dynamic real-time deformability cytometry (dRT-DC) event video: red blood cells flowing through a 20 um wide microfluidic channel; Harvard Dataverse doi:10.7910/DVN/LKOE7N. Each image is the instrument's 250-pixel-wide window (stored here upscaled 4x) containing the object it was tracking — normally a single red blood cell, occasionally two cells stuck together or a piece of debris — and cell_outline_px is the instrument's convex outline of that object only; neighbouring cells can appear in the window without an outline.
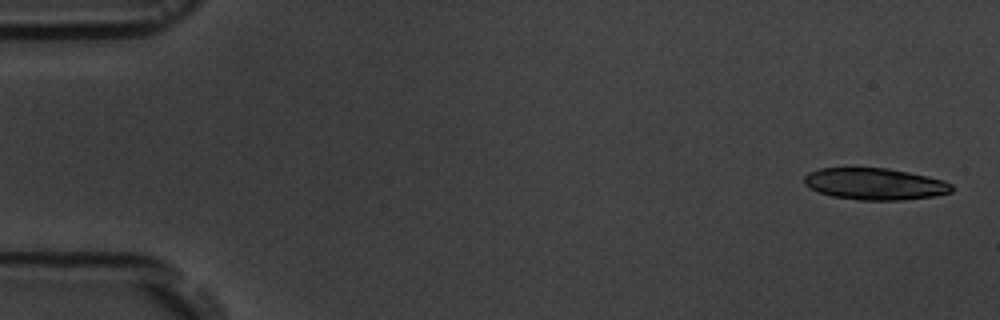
{"species": "common noctule bat (a hibernating species)", "species_latin": "Nyctalus noctula", "temperature_condition": "room temperature", "stored_images_in_passage": 12, "camera_frame_rate_fps": 3000, "um_per_image_px": 0.085, "animal": {"sex": "male", "body_mass_g": 19.5, "forearm_length_mm": 54.6}, "frame": {"image": 1, "passage_image": 1, "time_ms": 0.0, "image_size_px": [1000, 320], "cell_outline_px": [[952, 192], [936, 196], [904, 200], [856, 200], [832, 196], [820, 192], [804, 184], [804, 176], [808, 172], [820, 168], [888, 168], [928, 176], [944, 180], [952, 184]], "centroid_in_image_um": [74.39, 15.64], "position_along_channel_um": 10.6, "area_um2": 27.34}}
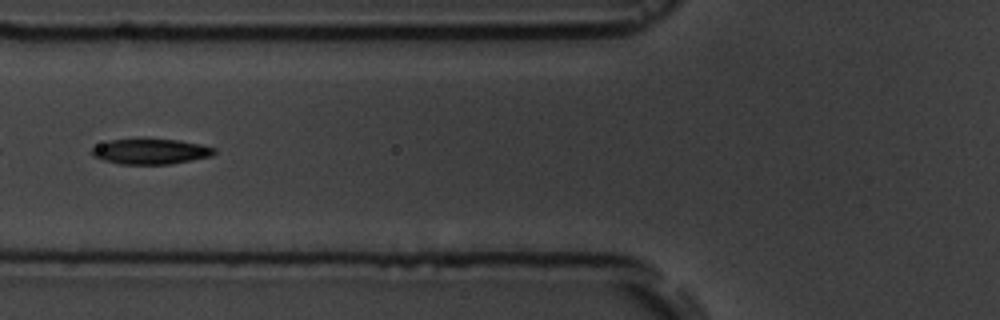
{"frame": {"image": 2, "passage_image": 7, "time_ms": 6.667, "image_size_px": [1000, 320], "cell_outline_px": [[216, 152], [212, 156], [192, 160], [168, 164], [120, 164], [104, 160], [92, 156], [92, 148], [108, 140], [136, 136], [180, 140], [200, 144], [216, 148]], "centroid_in_image_um": [12.79, 12.83], "position_along_channel_um": 113.0, "area_um2": 18.84}}
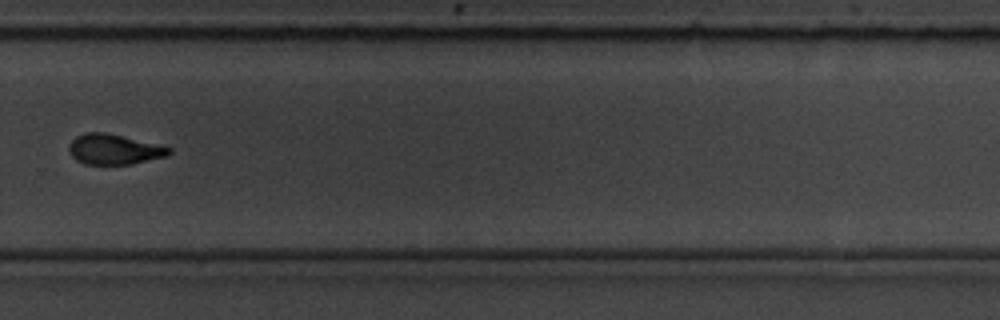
{"frame": {"image": 3, "passage_image": 12, "time_ms": 12.333, "image_size_px": [1000, 320], "cell_outline_px": [[172, 152], [168, 156], [132, 164], [84, 164], [76, 160], [72, 156], [68, 148], [72, 140], [76, 136], [88, 132], [104, 132], [172, 148]], "centroid_in_image_um": [9.69, 12.71], "position_along_channel_um": 320.1, "area_um2": 17.46}}